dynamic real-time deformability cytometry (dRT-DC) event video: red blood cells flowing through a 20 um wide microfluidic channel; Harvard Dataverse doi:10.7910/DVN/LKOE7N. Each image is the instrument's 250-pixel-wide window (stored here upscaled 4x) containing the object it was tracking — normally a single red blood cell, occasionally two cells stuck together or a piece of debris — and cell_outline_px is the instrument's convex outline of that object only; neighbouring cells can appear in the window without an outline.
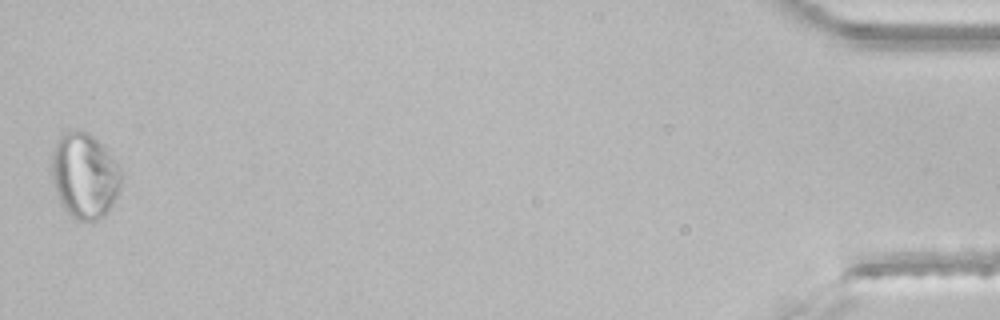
{"species": "common noctule bat (a hibernating species)", "species_latin": "Nyctalus noctula", "temperature_condition": "room temperature", "stored_images_in_passage": 41, "segment_of_instrument_passage": [2, 2], "camera_frame_rate_fps": 3000, "um_per_image_px": 0.085, "animal": {"sex": "male", "body_mass_g": 21.5, "forearm_length_mm": 52.0}, "frame": {"image": 1, "passage_image": 41, "time_ms": 13.333, "image_size_px": [1000, 320], "cell_outline_px": [[124, 176], [120, 188], [112, 204], [104, 216], [96, 220], [80, 220], [72, 216], [64, 208], [56, 192], [52, 176], [52, 160], [56, 140], [64, 132], [88, 132], [112, 156], [120, 168]], "centroid_in_image_um": [7.21, 14.94], "position_along_channel_um": 428.0, "area_um2": 34.1}}